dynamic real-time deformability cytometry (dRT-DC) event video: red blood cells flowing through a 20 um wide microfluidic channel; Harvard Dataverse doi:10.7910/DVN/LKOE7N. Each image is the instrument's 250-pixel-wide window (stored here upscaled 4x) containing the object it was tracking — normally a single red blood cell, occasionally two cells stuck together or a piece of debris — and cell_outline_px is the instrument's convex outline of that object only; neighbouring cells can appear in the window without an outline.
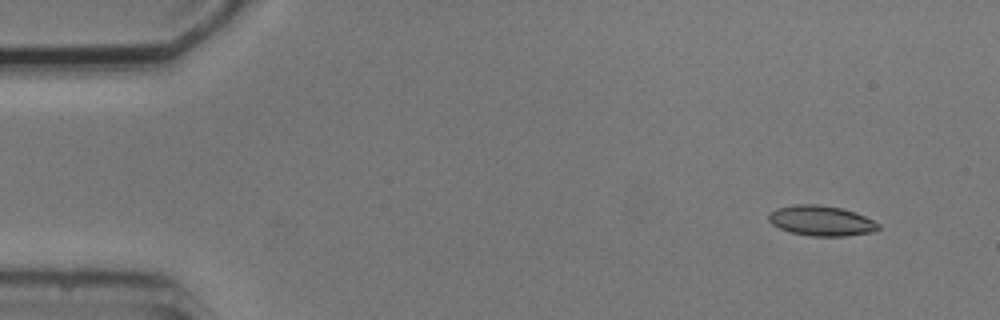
{"species": "common noctule bat (a hibernating species)", "species_latin": "Nyctalus noctula", "temperature_condition": "cold", "stored_images_in_passage": 4, "camera_frame_rate_fps": 3000, "um_per_image_px": 0.085, "animal": {"sex": "male", "body_mass_g": 20.5, "forearm_length_mm": 52.5}, "frame": {"image": 1, "passage_image": 1, "time_ms": 0.0, "image_size_px": [1000, 320], "cell_outline_px": [[880, 228], [876, 232], [848, 236], [812, 236], [792, 232], [780, 228], [772, 224], [768, 220], [768, 216], [776, 208], [792, 204], [820, 204], [840, 208], [856, 212], [880, 224]], "centroid_in_image_um": [69.84, 18.76], "position_along_channel_um": 15.2, "area_um2": 19.42}}
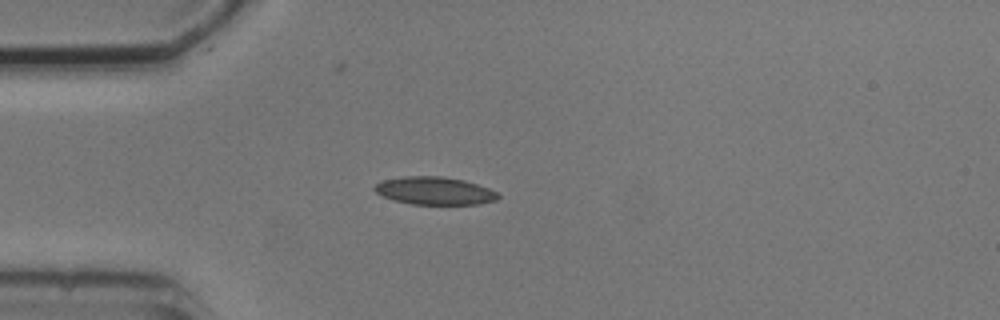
{"frame": {"image": 2, "passage_image": 4, "time_ms": 3.333, "image_size_px": [1000, 320], "cell_outline_px": [[500, 196], [496, 200], [480, 204], [412, 204], [392, 200], [376, 192], [372, 188], [376, 184], [384, 180], [404, 176], [444, 176], [464, 180], [488, 188], [496, 192]], "centroid_in_image_um": [36.93, 16.21], "position_along_channel_um": 48.1, "area_um2": 19.94}}